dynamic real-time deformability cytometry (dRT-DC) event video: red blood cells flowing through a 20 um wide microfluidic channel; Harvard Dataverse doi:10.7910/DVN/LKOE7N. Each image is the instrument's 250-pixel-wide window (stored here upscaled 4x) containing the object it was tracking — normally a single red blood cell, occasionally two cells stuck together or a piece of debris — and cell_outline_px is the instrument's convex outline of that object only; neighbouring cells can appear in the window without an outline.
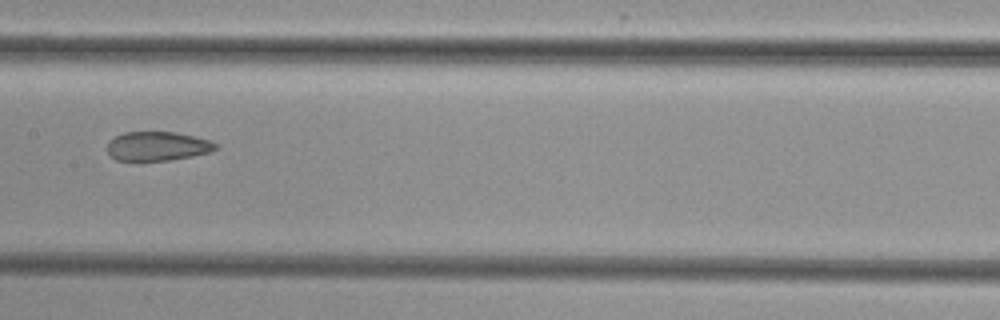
{"species": "common noctule bat (a hibernating species)", "species_latin": "Nyctalus noctula", "temperature_condition": "cold", "stored_images_in_passage": 6, "camera_frame_rate_fps": 3000, "um_per_image_px": 0.085, "animal": {"sex": "female", "body_mass_g": 29.2, "forearm_length_mm": 56.3}, "frame": {"image": 1, "passage_image": 6, "time_ms": 6.667, "image_size_px": [1000, 320], "cell_outline_px": [[216, 148], [208, 152], [192, 156], [168, 160], [116, 160], [108, 152], [108, 140], [124, 132], [176, 132], [212, 140], [216, 144]], "centroid_in_image_um": [13.38, 12.41], "position_along_channel_um": 194.0, "area_um2": 18.21}}